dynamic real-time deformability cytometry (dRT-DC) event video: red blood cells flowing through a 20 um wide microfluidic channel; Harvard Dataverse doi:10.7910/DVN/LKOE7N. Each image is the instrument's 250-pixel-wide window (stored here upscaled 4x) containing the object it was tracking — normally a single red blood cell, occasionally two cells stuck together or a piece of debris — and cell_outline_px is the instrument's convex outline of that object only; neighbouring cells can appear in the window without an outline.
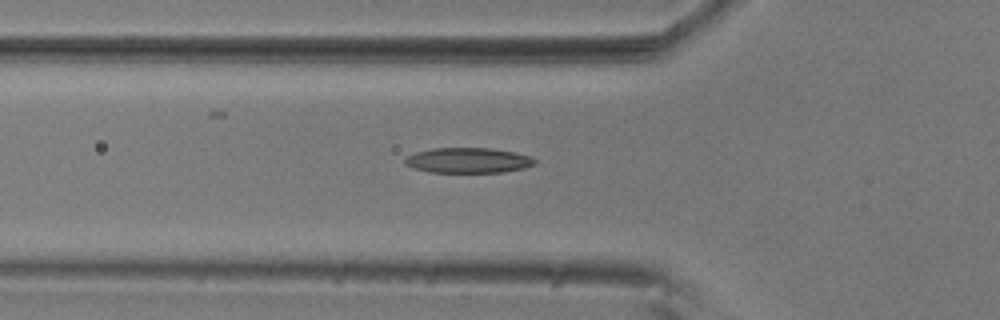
{"species": "common noctule bat (a hibernating species)", "species_latin": "Nyctalus noctula", "temperature_condition": "room temperature", "stored_images_in_passage": 30, "camera_frame_rate_fps": 3000, "um_per_image_px": 0.085, "animal": {"sex": "male", "body_mass_g": 20.5, "forearm_length_mm": 52.5}, "frame": {"image": 1, "passage_image": 2, "time_ms": 0.333, "image_size_px": [1000, 320], "cell_outline_px": [[536, 164], [524, 168], [500, 172], [428, 172], [404, 164], [404, 160], [408, 156], [416, 152], [432, 148], [492, 148], [516, 152], [528, 156], [536, 160]], "centroid_in_image_um": [39.8, 13.62], "position_along_channel_um": 86.0, "area_um2": 19.02}}
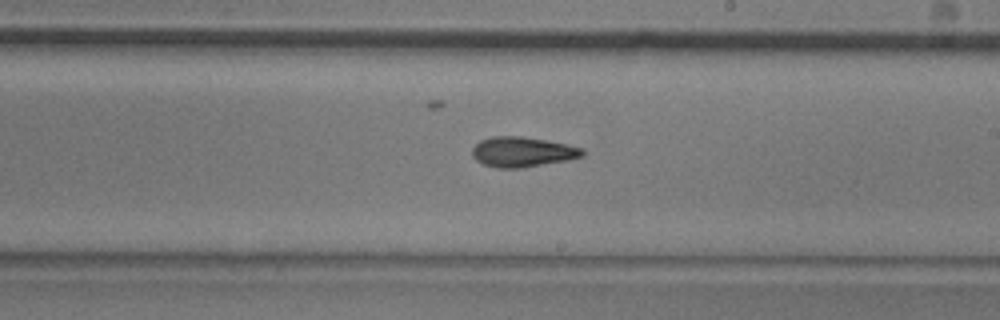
{"frame": {"image": 2, "passage_image": 15, "time_ms": 4.667, "image_size_px": [1000, 320], "cell_outline_px": [[584, 156], [568, 160], [520, 168], [496, 168], [484, 164], [476, 160], [472, 156], [472, 148], [480, 140], [492, 136], [520, 136], [544, 140], [584, 148]], "centroid_in_image_um": [44.39, 12.91], "position_along_channel_um": 244.6, "area_um2": 19.25}}
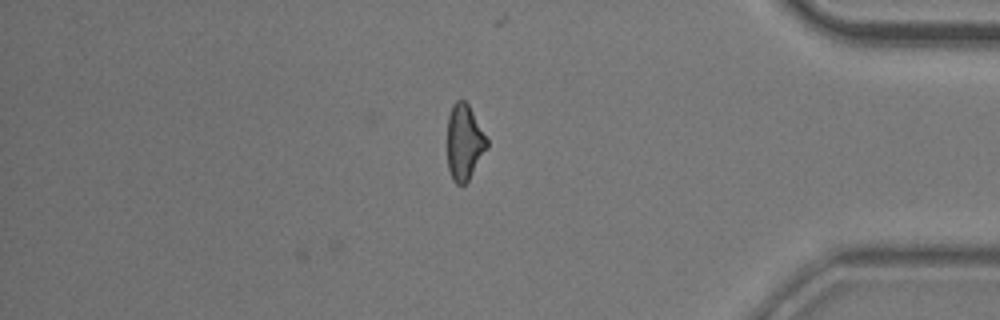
{"frame": {"image": 3, "passage_image": 30, "time_ms": 9.667, "image_size_px": [1000, 320], "cell_outline_px": [[488, 148], [468, 180], [464, 184], [456, 184], [452, 180], [448, 168], [448, 116], [452, 104], [456, 100], [464, 100], [468, 104], [488, 140]], "centroid_in_image_um": [39.46, 12.09], "position_along_channel_um": 395.7, "area_um2": 17.4}}